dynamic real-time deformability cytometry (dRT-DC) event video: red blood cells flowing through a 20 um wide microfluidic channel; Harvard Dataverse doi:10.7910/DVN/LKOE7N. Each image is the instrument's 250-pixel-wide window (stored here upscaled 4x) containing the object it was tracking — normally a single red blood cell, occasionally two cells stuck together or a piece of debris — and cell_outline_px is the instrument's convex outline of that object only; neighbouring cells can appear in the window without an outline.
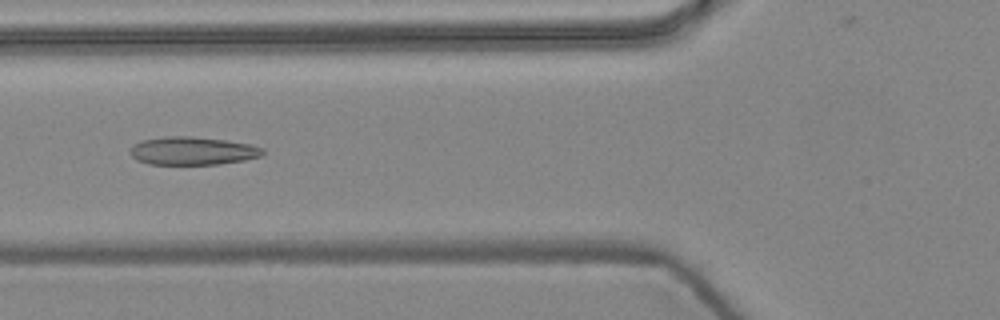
{"species": "common noctule bat (a hibernating species)", "species_latin": "Nyctalus noctula", "temperature_condition": "warm", "stored_images_in_passage": 8, "camera_frame_rate_fps": 3000, "um_per_image_px": 0.085, "animal": {"sex": "female", "body_mass_g": 24.6, "forearm_length_mm": 56.2}, "frame": {"image": 1, "passage_image": 5, "time_ms": 1.333, "image_size_px": [1000, 320], "cell_outline_px": [[264, 152], [260, 156], [244, 160], [220, 164], [148, 164], [136, 160], [128, 152], [132, 144], [140, 140], [164, 136], [192, 136], [224, 140], [252, 144], [264, 148]], "centroid_in_image_um": [16.32, 12.81], "position_along_channel_um": 109.5, "area_um2": 21.96}}
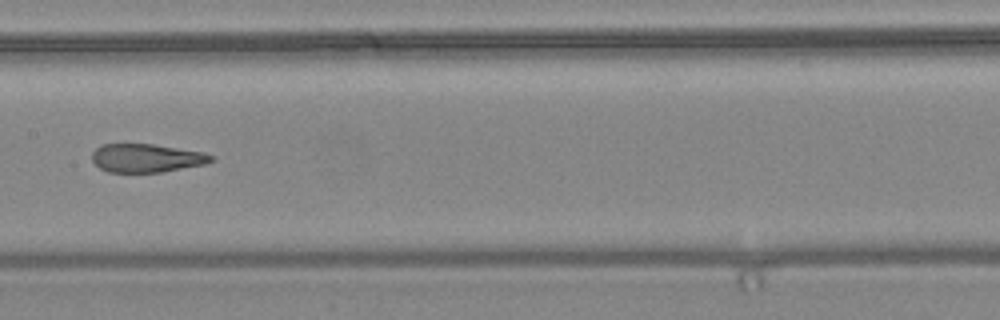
{"frame": {"image": 2, "passage_image": 7, "time_ms": 2.0, "image_size_px": [1000, 320], "cell_outline_px": [[216, 160], [204, 164], [160, 172], [108, 172], [100, 168], [92, 160], [92, 152], [100, 144], [152, 144], [204, 152], [212, 156]], "centroid_in_image_um": [12.43, 13.43], "position_along_channel_um": 195.0, "area_um2": 19.65}}
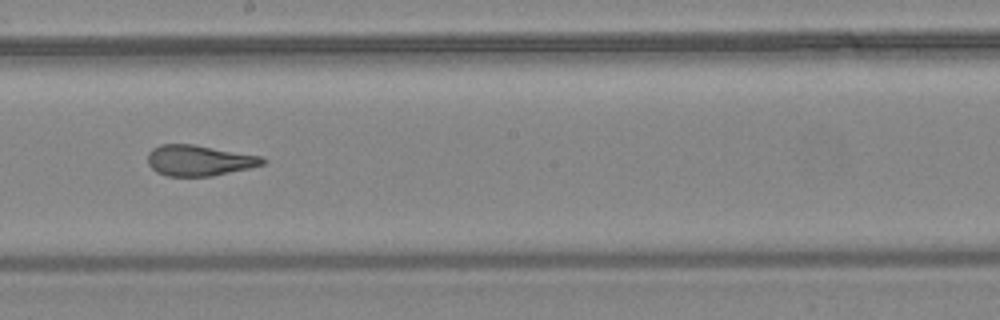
{"frame": {"image": 3, "passage_image": 8, "time_ms": 2.333, "image_size_px": [1000, 320], "cell_outline_px": [[268, 160], [264, 164], [248, 168], [212, 176], [168, 176], [156, 172], [148, 164], [148, 152], [152, 148], [160, 144], [192, 144], [260, 156]], "centroid_in_image_um": [16.89, 13.64], "position_along_channel_um": 231.3, "area_um2": 20.46}}